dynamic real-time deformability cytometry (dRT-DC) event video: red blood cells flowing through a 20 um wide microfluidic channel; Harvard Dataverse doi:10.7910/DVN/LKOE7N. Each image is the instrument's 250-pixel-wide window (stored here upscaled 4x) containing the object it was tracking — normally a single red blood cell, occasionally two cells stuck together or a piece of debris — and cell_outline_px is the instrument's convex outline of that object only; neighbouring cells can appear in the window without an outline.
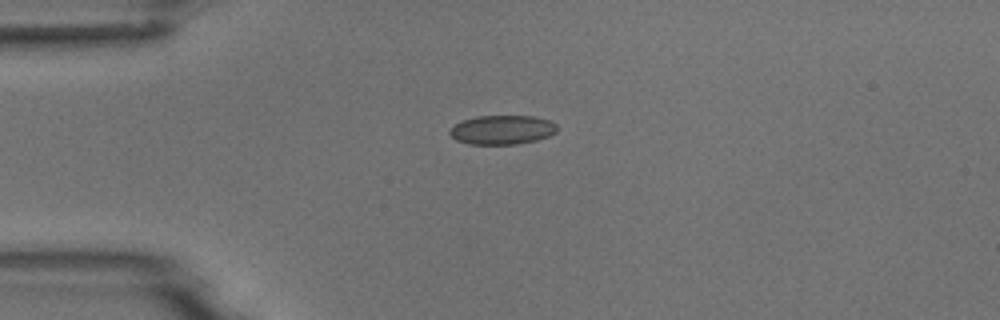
{"species": "common noctule bat (a hibernating species)", "species_latin": "Nyctalus noctula", "temperature_condition": "room temperature", "stored_images_in_passage": 10, "camera_frame_rate_fps": 3000, "um_per_image_px": 0.085, "animal": {"sex": "male", "body_mass_g": 18.8}, "frame": {"image": 1, "passage_image": 4, "time_ms": 4.0, "image_size_px": [1000, 320], "cell_outline_px": [[556, 132], [548, 136], [536, 140], [516, 144], [468, 144], [456, 140], [448, 132], [456, 124], [464, 120], [476, 116], [536, 116], [548, 120], [556, 124]], "centroid_in_image_um": [42.69, 11.03], "position_along_channel_um": 42.3, "area_um2": 18.09}}
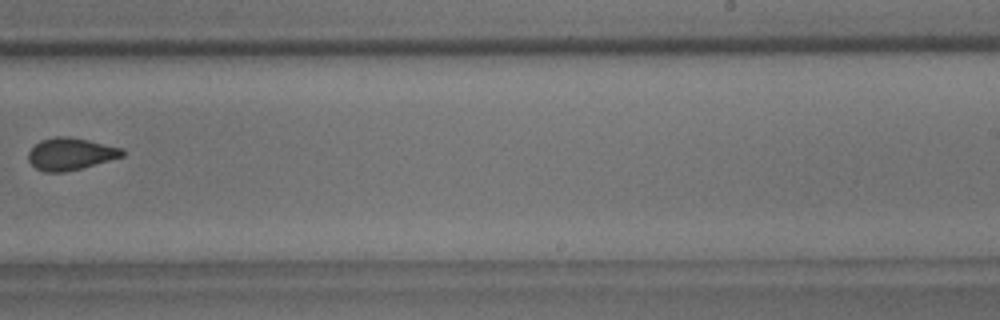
{"frame": {"image": 2, "passage_image": 10, "time_ms": 11.0, "image_size_px": [1000, 320], "cell_outline_px": [[124, 156], [80, 168], [64, 172], [44, 172], [36, 168], [28, 160], [28, 152], [40, 140], [56, 136], [68, 136], [88, 140], [124, 148]], "centroid_in_image_um": [5.99, 13.07], "position_along_channel_um": 283.0, "area_um2": 17.51}}